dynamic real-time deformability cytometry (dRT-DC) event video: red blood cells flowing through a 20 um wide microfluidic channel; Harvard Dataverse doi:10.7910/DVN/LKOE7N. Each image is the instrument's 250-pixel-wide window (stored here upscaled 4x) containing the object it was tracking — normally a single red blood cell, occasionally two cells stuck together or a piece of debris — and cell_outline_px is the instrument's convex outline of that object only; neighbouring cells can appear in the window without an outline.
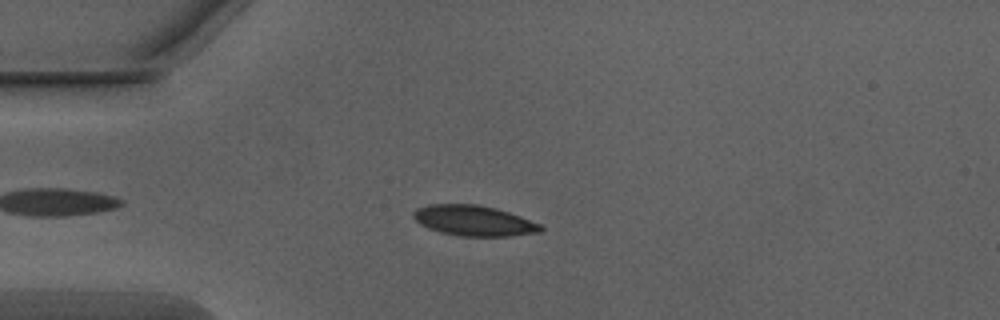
{"species": "Egyptian fruit bat (a non-hibernating species)", "species_latin": "Rousettus aegyptiacus", "temperature_condition": "warm", "stored_images_in_passage": 45, "camera_frame_rate_fps": 3000, "um_per_image_px": 0.085, "animal": {"sex": "male"}, "frame": {"image": 1, "passage_image": 7, "time_ms": 2.0, "image_size_px": [1000, 320], "cell_outline_px": [[544, 228], [540, 232], [508, 236], [460, 236], [440, 232], [428, 228], [420, 224], [412, 216], [412, 212], [416, 208], [428, 204], [476, 204], [496, 208], [520, 216], [540, 224]], "centroid_in_image_um": [40.24, 18.75], "position_along_channel_um": 44.8, "area_um2": 22.6}}
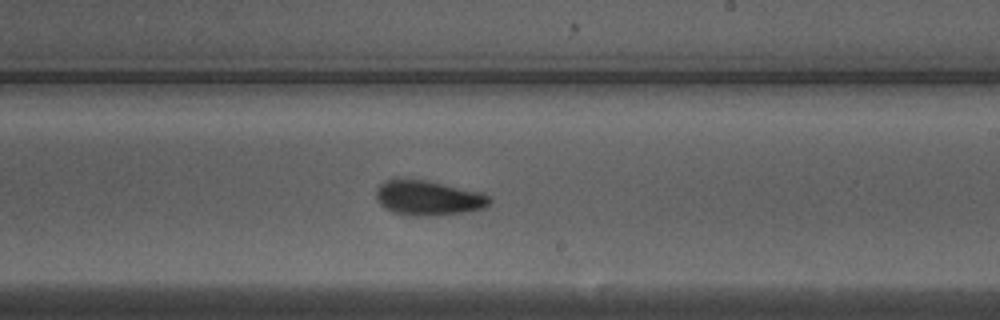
{"frame": {"image": 2, "passage_image": 24, "time_ms": 7.667, "image_size_px": [1000, 320], "cell_outline_px": [[492, 204], [484, 208], [468, 212], [436, 216], [408, 216], [392, 212], [384, 208], [376, 200], [376, 188], [384, 180], [396, 176], [424, 180], [480, 192], [488, 196], [492, 200]], "centroid_in_image_um": [36.35, 16.82], "position_along_channel_um": 252.7, "area_um2": 23.76}}
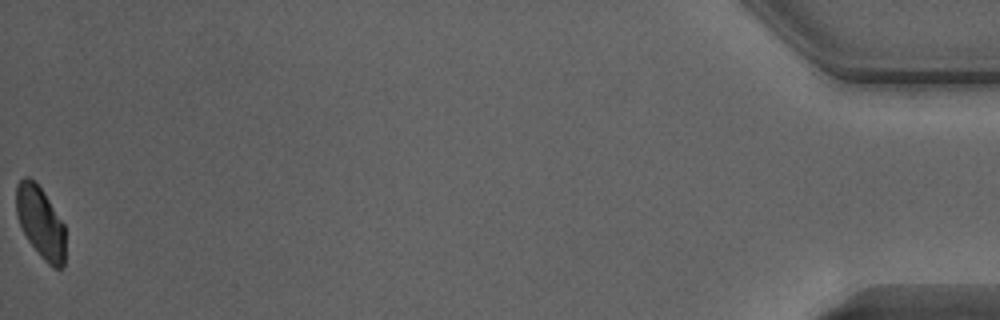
{"frame": {"image": 3, "passage_image": 45, "time_ms": 14.667, "image_size_px": [1000, 320], "cell_outline_px": [[64, 264], [60, 268], [52, 268], [40, 256], [28, 240], [20, 224], [16, 212], [16, 184], [24, 176], [28, 176], [44, 192], [64, 224]], "centroid_in_image_um": [3.43, 18.9], "position_along_channel_um": 431.8, "area_um2": 20.29}, "authors_computed_cell_mechanics": {"area_um2": 22.6576, "velocity_mm_per_s": 4.0286, "shape_relaxation_time_tau1_ms": 2.9201, "shape_relaxation_time_tau2_ms": 1.8456, "deformation_change_tau1": 0.1297, "deformation_change_tau2": 0.0571}}